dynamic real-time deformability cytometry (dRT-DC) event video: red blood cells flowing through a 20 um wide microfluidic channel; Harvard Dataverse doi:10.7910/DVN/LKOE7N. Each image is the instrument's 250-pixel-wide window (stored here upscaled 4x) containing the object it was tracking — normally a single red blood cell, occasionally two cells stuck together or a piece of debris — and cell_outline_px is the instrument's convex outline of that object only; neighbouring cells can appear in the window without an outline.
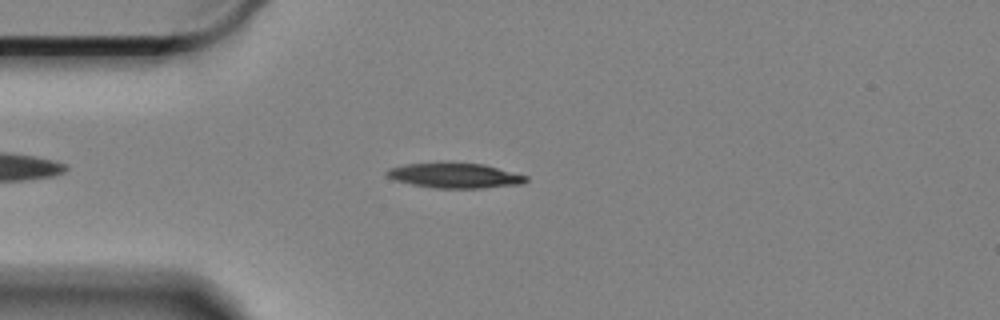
{"species": "Egyptian fruit bat (a non-hibernating species)", "species_latin": "Rousettus aegyptiacus", "temperature_condition": "cold", "stored_images_in_passage": 47, "camera_frame_rate_fps": 3000, "um_per_image_px": 0.085, "animal": {"sex": "female"}, "frame": {"image": 1, "passage_image": 8, "time_ms": 2.333, "image_size_px": [1000, 320], "cell_outline_px": [[528, 180], [524, 184], [480, 188], [436, 188], [412, 184], [396, 180], [388, 176], [384, 172], [388, 168], [404, 164], [444, 160], [484, 164], [528, 176]], "centroid_in_image_um": [38.65, 14.88], "position_along_channel_um": 46.4, "area_um2": 20.98}}
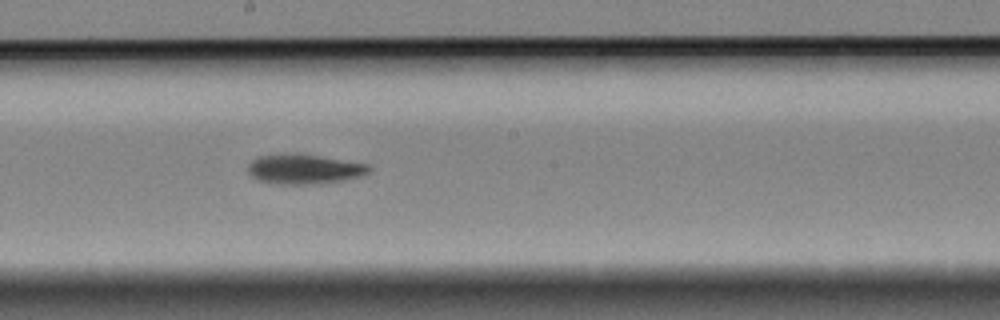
{"frame": {"image": 2, "passage_image": 25, "time_ms": 8.0, "image_size_px": [1000, 320], "cell_outline_px": [[372, 168], [368, 172], [360, 176], [344, 180], [320, 184], [280, 184], [260, 180], [252, 176], [248, 172], [248, 164], [252, 160], [260, 156], [292, 152], [320, 156], [368, 164]], "centroid_in_image_um": [25.86, 14.36], "position_along_channel_um": 222.3, "area_um2": 21.04}}
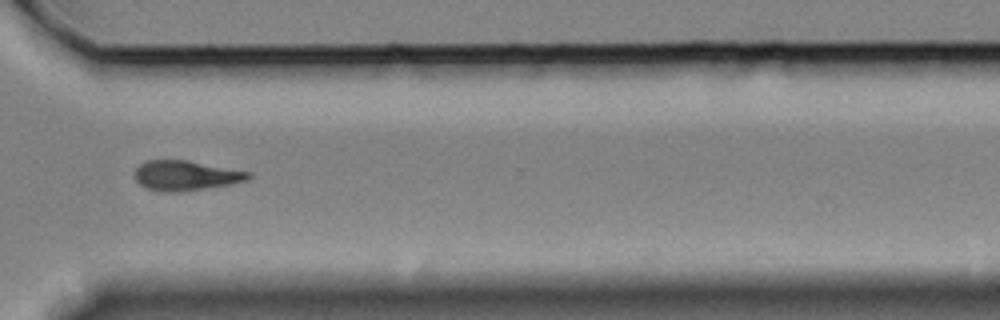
{"frame": {"image": 3, "passage_image": 37, "time_ms": 12.0, "image_size_px": [1000, 320], "cell_outline_px": [[252, 176], [248, 180], [228, 184], [172, 192], [164, 192], [148, 188], [140, 184], [136, 180], [136, 168], [144, 160], [188, 160], [252, 172]], "centroid_in_image_um": [15.8, 14.89], "position_along_channel_um": 354.8, "area_um2": 19.48}, "authors_computed_cell_mechanics": {"area_um2": 20.4612, "velocity_mm_per_s": 3.3075, "shape_relaxation_time_tau1_ms": 4.1721, "shape_relaxation_time_tau2_ms": null, "deformation_change_tau1": 0.1419, "deformation_change_tau2": null}}